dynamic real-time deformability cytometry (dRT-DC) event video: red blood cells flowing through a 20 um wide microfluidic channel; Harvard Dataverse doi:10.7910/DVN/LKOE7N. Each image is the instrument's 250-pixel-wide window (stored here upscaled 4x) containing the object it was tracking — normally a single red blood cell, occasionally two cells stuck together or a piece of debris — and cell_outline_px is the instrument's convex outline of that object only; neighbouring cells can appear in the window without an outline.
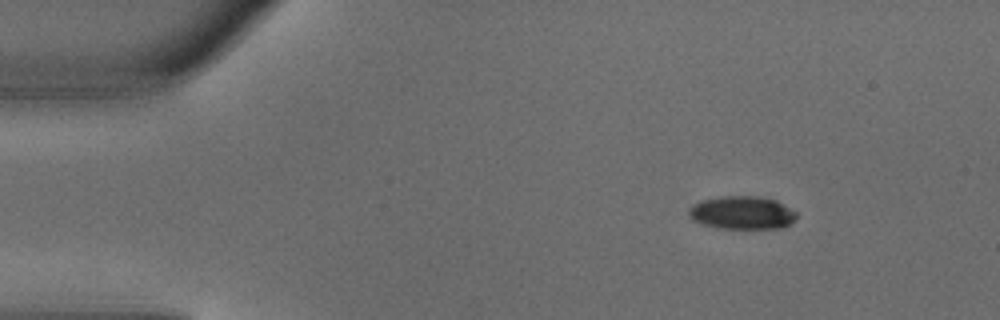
{"species": "common noctule bat (a hibernating species)", "species_latin": "Nyctalus noctula", "temperature_condition": "warm", "stored_images_in_passage": 3, "camera_frame_rate_fps": 3000, "um_per_image_px": 0.085, "animal": {"sex": "male", "body_mass_g": 18.8}, "frame": {"image": 1, "passage_image": 1, "time_ms": 0.0, "image_size_px": [1000, 320], "cell_outline_px": [[796, 220], [780, 228], [720, 228], [704, 224], [692, 220], [688, 216], [688, 208], [692, 204], [700, 200], [720, 196], [756, 196], [776, 200], [796, 212]], "centroid_in_image_um": [63.03, 18.07], "position_along_channel_um": 22.0, "area_um2": 20.81}}